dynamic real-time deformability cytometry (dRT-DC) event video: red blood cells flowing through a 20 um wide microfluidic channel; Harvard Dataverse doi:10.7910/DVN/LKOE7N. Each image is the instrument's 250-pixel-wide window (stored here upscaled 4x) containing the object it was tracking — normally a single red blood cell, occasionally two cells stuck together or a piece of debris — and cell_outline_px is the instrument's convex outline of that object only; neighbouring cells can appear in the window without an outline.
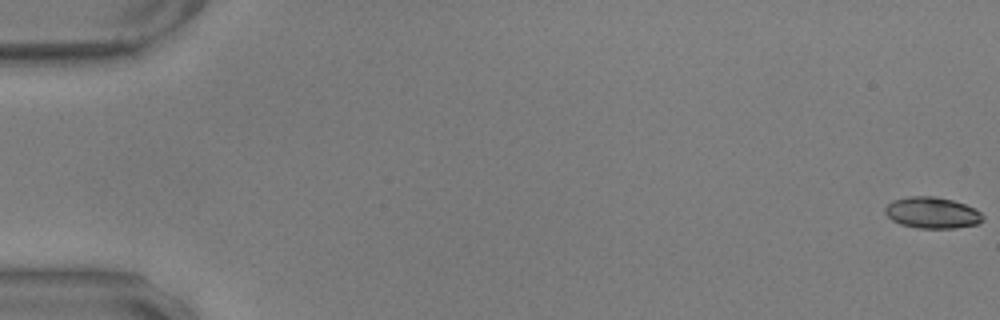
{"species": "common noctule bat (a hibernating species)", "species_latin": "Nyctalus noctula", "temperature_condition": "warm", "stored_images_in_passage": 58, "camera_frame_rate_fps": 3000, "um_per_image_px": 0.085, "animal": {"sex": "male", "body_mass_g": 17.9, "forearm_length_mm": 54.2}, "frame": {"image": 1, "passage_image": 1, "time_ms": 0.0, "image_size_px": [1000, 320], "cell_outline_px": [[984, 220], [976, 224], [956, 228], [916, 228], [900, 224], [892, 220], [884, 212], [884, 208], [892, 200], [908, 196], [936, 196], [952, 200], [976, 208], [984, 216]], "centroid_in_image_um": [79.23, 18.08], "position_along_channel_um": 5.8, "area_um2": 17.98}}
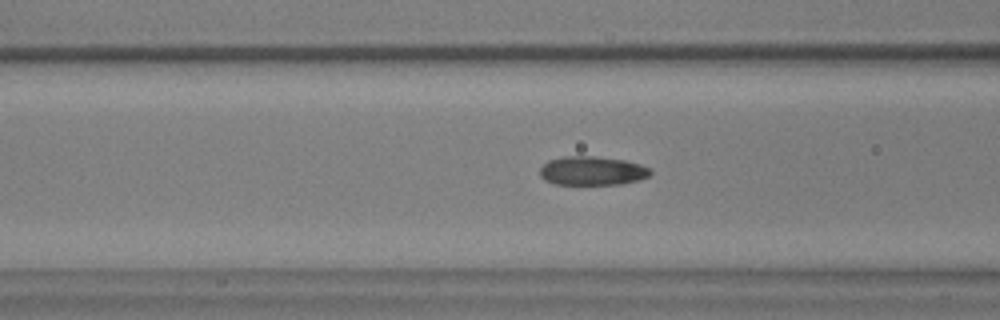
{"frame": {"image": 2, "passage_image": 24, "time_ms": 7.667, "image_size_px": [1000, 320], "cell_outline_px": [[652, 172], [648, 176], [640, 180], [620, 184], [556, 184], [544, 180], [540, 176], [540, 168], [548, 160], [564, 156], [592, 156], [624, 160], [640, 164], [652, 168]], "centroid_in_image_um": [50.35, 14.52], "position_along_channel_um": 116.3, "area_um2": 18.67}}
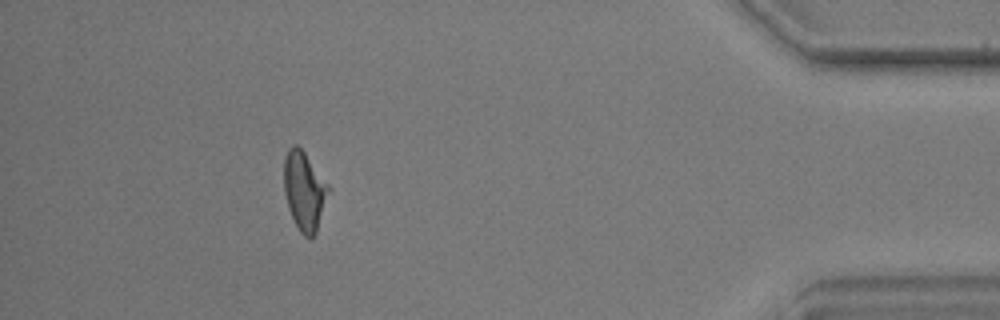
{"frame": {"image": 3, "passage_image": 53, "time_ms": 17.333, "image_size_px": [1000, 320], "cell_outline_px": [[328, 188], [316, 232], [312, 236], [304, 236], [300, 232], [288, 208], [284, 192], [284, 160], [288, 148], [292, 144], [296, 144], [304, 152], [328, 184]], "centroid_in_image_um": [25.82, 16.18], "position_along_channel_um": 409.4, "area_um2": 19.71}, "authors_computed_cell_mechanics": {"area_um2": 19.1607, "velocity_mm_per_s": 3.5447, "shape_relaxation_time_tau1_ms": 3.4328, "shape_relaxation_time_tau2_ms": 2.5619, "deformation_change_tau1": 0.0936, "deformation_change_tau2": 0.0828}}